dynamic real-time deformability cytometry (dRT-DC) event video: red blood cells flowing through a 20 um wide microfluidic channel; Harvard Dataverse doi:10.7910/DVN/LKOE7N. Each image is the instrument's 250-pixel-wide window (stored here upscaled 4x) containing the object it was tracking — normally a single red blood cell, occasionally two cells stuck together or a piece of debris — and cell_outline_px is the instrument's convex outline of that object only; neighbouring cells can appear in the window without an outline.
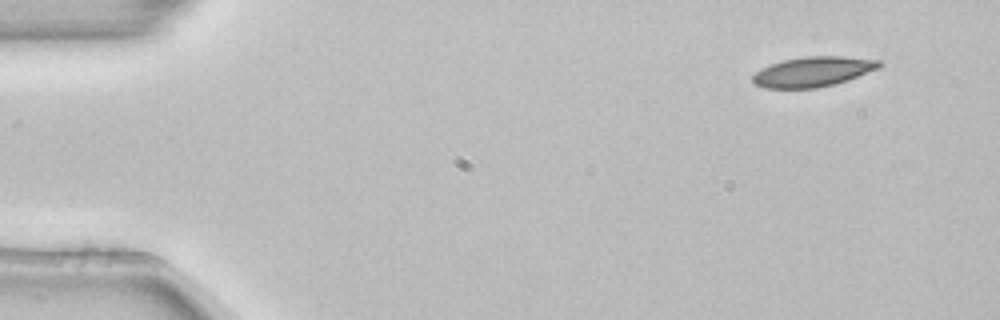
{"species": "common noctule bat (a hibernating species)", "species_latin": "Nyctalus noctula", "temperature_condition": "room temperature", "stored_images_in_passage": 3, "camera_frame_rate_fps": 3000, "um_per_image_px": 0.085, "animal": {"sex": "female", "body_mass_g": 22.7, "forearm_length_mm": 54.2}, "frame": {"image": 1, "passage_image": 1, "time_ms": 0.0, "image_size_px": [1000, 320], "cell_outline_px": [[884, 64], [880, 68], [848, 80], [836, 84], [816, 88], [764, 88], [756, 84], [752, 80], [752, 76], [756, 72], [772, 64], [784, 60], [808, 56], [840, 56], [880, 60]], "centroid_in_image_um": [69.16, 6.1], "position_along_channel_um": 15.8, "area_um2": 22.02}}